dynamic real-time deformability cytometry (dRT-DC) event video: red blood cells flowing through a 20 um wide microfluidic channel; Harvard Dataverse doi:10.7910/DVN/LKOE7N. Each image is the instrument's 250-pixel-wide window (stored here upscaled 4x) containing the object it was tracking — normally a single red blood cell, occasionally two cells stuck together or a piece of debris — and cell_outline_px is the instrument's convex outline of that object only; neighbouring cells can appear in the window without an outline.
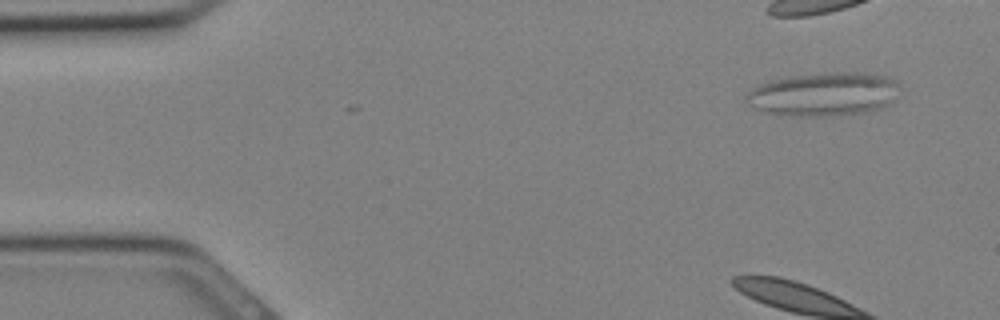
{"species": "Egyptian fruit bat (a non-hibernating species)", "species_latin": "Rousettus aegyptiacus", "temperature_condition": "cold", "stored_images_in_passage": 11, "camera_frame_rate_fps": 3000, "um_per_image_px": 0.085, "animal": {"sex": "female"}, "frame": {"image": 1, "passage_image": 1, "time_ms": 0.0, "image_size_px": [1000, 320], "cell_outline_px": [[900, 84], [892, 100], [888, 104], [880, 108], [860, 112], [832, 116], [796, 116], [768, 112], [748, 104], [748, 92], [752, 88], [760, 84], [772, 80], [796, 76], [828, 72], [864, 72], [888, 76], [896, 80]], "centroid_in_image_um": [70.07, 7.99], "position_along_channel_um": 14.9, "area_um2": 38.44}}